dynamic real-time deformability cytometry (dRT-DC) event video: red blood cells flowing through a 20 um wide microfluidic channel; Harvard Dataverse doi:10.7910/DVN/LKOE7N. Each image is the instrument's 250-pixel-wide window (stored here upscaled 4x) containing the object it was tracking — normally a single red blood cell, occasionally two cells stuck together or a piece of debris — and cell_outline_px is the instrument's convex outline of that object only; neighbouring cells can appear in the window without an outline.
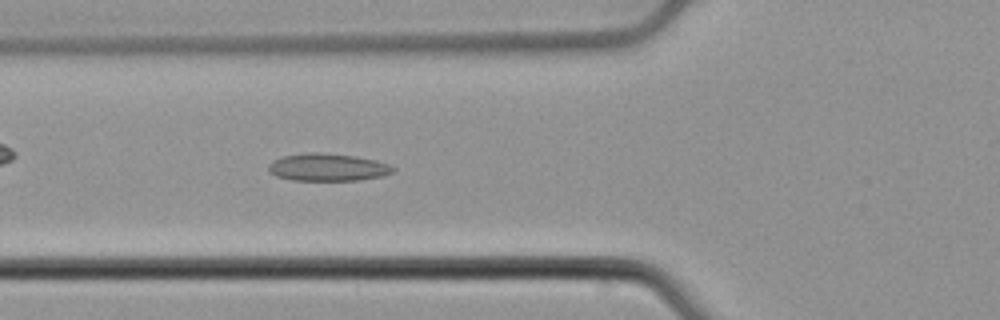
{"species": "common noctule bat (a hibernating species)", "species_latin": "Nyctalus noctula", "temperature_condition": "cold", "stored_images_in_passage": 43, "camera_frame_rate_fps": 3000, "um_per_image_px": 0.085, "animal": {"sex": "male", "body_mass_g": 21.5, "forearm_length_mm": 52.0}, "frame": {"image": 1, "passage_image": 9, "time_ms": 2.667, "image_size_px": [1000, 320], "cell_outline_px": [[396, 168], [392, 172], [384, 176], [360, 180], [292, 180], [276, 176], [268, 172], [268, 164], [284, 156], [308, 152], [316, 152], [356, 156], [376, 160], [388, 164]], "centroid_in_image_um": [27.87, 14.22], "position_along_channel_um": 97.9, "area_um2": 19.94}}
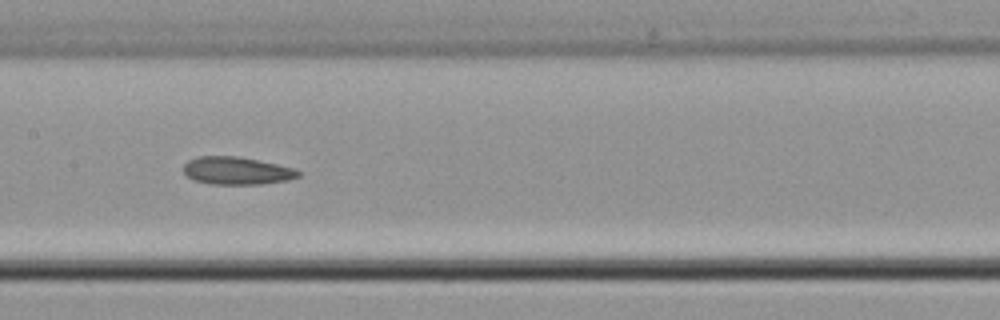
{"frame": {"image": 2, "passage_image": 16, "time_ms": 5.0, "image_size_px": [1000, 320], "cell_outline_px": [[300, 176], [288, 180], [260, 184], [212, 184], [192, 180], [184, 172], [184, 164], [188, 160], [200, 156], [236, 156], [276, 164], [292, 168], [300, 172]], "centroid_in_image_um": [20.09, 14.52], "position_along_channel_um": 187.3, "area_um2": 18.32}}
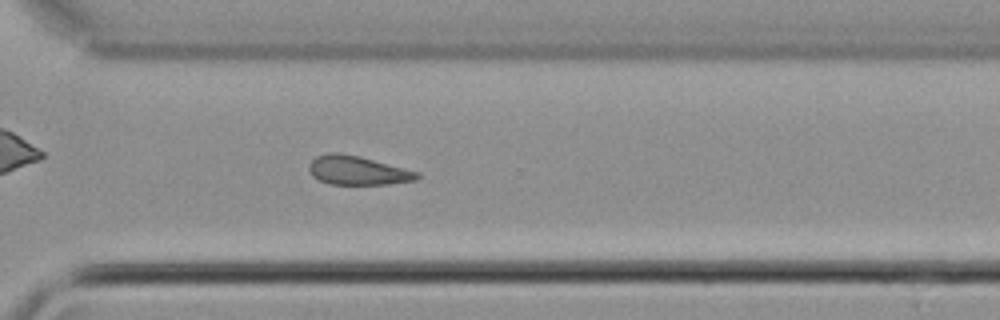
{"frame": {"image": 3, "passage_image": 28, "time_ms": 9.0, "image_size_px": [1000, 320], "cell_outline_px": [[420, 176], [416, 180], [388, 184], [328, 184], [312, 176], [308, 168], [308, 164], [316, 156], [328, 152], [340, 152], [360, 156], [420, 172]], "centroid_in_image_um": [30.38, 14.47], "position_along_channel_um": 340.2, "area_um2": 18.38}}